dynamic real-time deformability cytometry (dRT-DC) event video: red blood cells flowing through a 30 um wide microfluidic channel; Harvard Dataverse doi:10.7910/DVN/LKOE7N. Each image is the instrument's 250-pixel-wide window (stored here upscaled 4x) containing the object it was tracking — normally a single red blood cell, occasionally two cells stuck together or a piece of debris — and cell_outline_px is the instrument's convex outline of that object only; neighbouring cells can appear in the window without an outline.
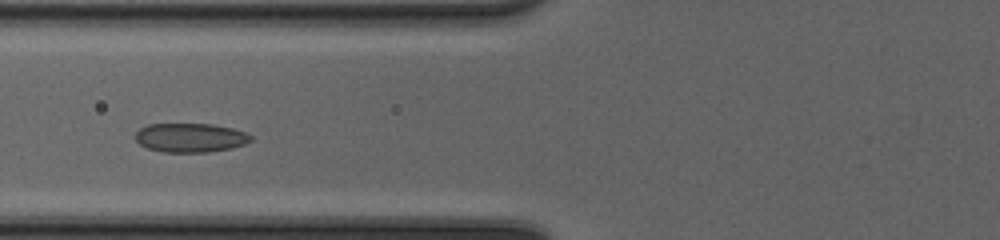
{"species": "common noctule bat (a hibernating species)", "species_latin": "Nyctalus noctula", "temperature_condition": "cold", "stored_images_in_passage": 41, "camera_frame_rate_fps": 3000, "um_per_image_px": 0.085, "animal": {"sex": "female", "body_mass_g": 20.0, "forearm_length_mm": 54.0}, "frame": {"image": 1, "passage_image": 12, "time_ms": 3.667, "image_size_px": [1000, 240], "cell_outline_px": [[252, 140], [244, 144], [232, 148], [208, 152], [164, 152], [148, 148], [140, 144], [136, 140], [136, 132], [140, 128], [148, 124], [212, 124], [232, 128], [244, 132], [252, 136]], "centroid_in_image_um": [16.19, 11.7], "position_along_channel_um": 109.6, "area_um2": 19.48}}
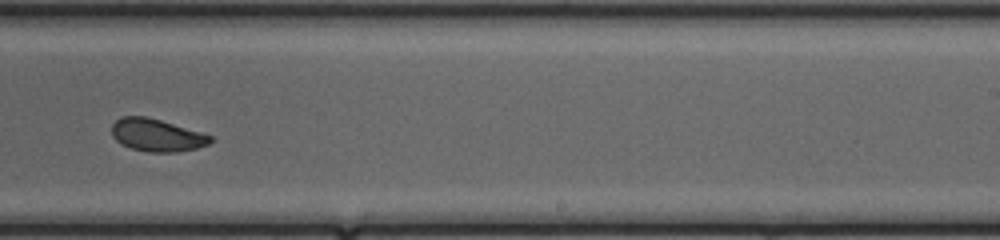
{"frame": {"image": 2, "passage_image": 24, "time_ms": 7.667, "image_size_px": [1000, 240], "cell_outline_px": [[212, 140], [208, 144], [196, 148], [176, 152], [148, 152], [132, 148], [120, 144], [112, 136], [112, 124], [120, 116], [144, 116], [160, 120], [200, 132], [212, 136]], "centroid_in_image_um": [13.28, 11.49], "position_along_channel_um": 275.7, "area_um2": 18.55}}
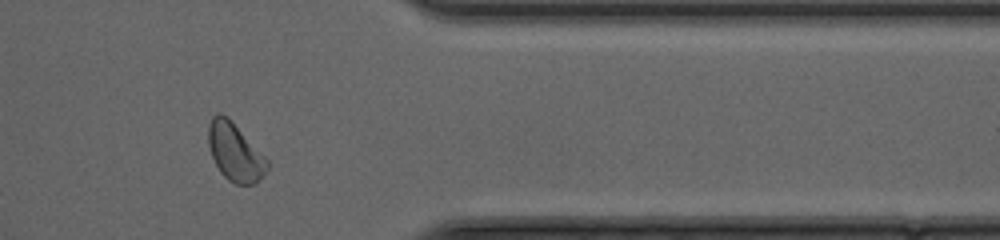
{"frame": {"image": 3, "passage_image": 33, "time_ms": 10.667, "image_size_px": [1000, 240], "cell_outline_px": [[268, 168], [264, 176], [256, 184], [236, 184], [228, 180], [220, 172], [212, 156], [208, 144], [208, 124], [212, 116], [216, 112], [220, 112], [228, 116], [268, 160]], "centroid_in_image_um": [19.97, 12.91], "position_along_channel_um": 391.4, "area_um2": 20.0}, "authors_computed_cell_mechanics": {"area_um2": 19.7676, "velocity_mm_per_s": 4.1535, "shape_relaxation_time_tau1_ms": 2.4802, "shape_relaxation_time_tau2_ms": 1.4067, "deformation_change_tau1": 0.0816, "deformation_change_tau2": 0.0514}}